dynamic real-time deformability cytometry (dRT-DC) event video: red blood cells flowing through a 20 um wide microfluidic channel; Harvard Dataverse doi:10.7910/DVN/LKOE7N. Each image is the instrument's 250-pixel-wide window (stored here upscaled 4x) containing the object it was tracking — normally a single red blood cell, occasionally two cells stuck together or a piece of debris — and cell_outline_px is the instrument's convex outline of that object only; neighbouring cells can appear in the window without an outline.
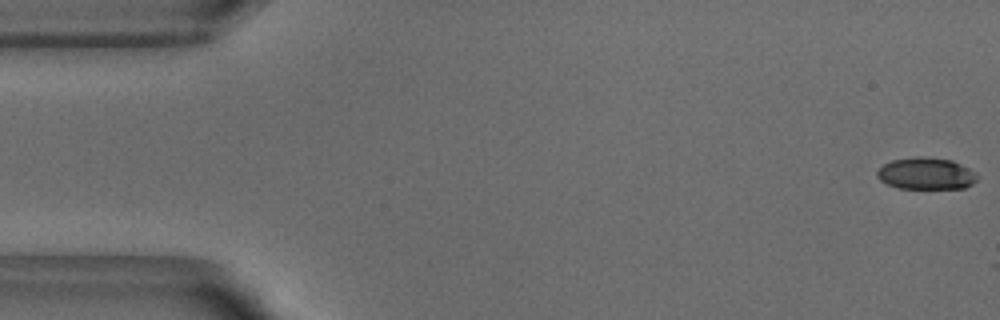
{"species": "common noctule bat (a hibernating species)", "species_latin": "Nyctalus noctula", "temperature_condition": "warm", "stored_images_in_passage": 10, "camera_frame_rate_fps": 3000, "um_per_image_px": 0.085, "animal": {"sex": "male", "body_mass_g": 18.8}, "frame": {"image": 1, "passage_image": 1, "time_ms": 0.0, "image_size_px": [1000, 320], "cell_outline_px": [[976, 180], [972, 184], [964, 188], [900, 188], [888, 184], [880, 180], [876, 176], [876, 172], [884, 164], [892, 160], [920, 156], [952, 160], [976, 172]], "centroid_in_image_um": [78.71, 14.75], "position_along_channel_um": 6.3, "area_um2": 18.38}}